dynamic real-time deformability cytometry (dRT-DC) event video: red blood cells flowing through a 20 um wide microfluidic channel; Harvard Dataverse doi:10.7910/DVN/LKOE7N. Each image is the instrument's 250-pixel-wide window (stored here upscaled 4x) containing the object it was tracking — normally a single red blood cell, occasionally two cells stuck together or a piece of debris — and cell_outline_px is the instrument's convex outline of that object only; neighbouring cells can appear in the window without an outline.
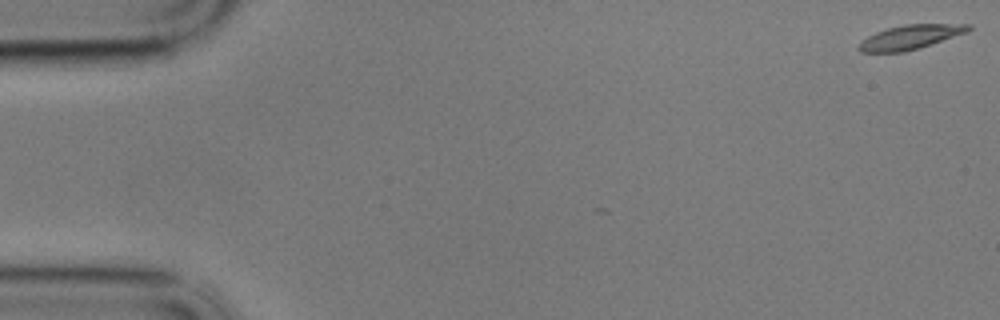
{"species": "common noctule bat (a hibernating species)", "species_latin": "Nyctalus noctula", "temperature_condition": "cold", "stored_images_in_passage": 5, "camera_frame_rate_fps": 3000, "um_per_image_px": 0.085, "animal": {"sex": "male", "body_mass_g": 17.9}, "frame": {"image": 1, "passage_image": 1, "time_ms": 0.0, "image_size_px": [1000, 320], "cell_outline_px": [[972, 28], [968, 32], [920, 48], [904, 52], [860, 52], [856, 48], [860, 40], [876, 32], [888, 28], [904, 24], [972, 24]], "centroid_in_image_um": [77.36, 3.16], "position_along_channel_um": 7.6, "area_um2": 15.66}}